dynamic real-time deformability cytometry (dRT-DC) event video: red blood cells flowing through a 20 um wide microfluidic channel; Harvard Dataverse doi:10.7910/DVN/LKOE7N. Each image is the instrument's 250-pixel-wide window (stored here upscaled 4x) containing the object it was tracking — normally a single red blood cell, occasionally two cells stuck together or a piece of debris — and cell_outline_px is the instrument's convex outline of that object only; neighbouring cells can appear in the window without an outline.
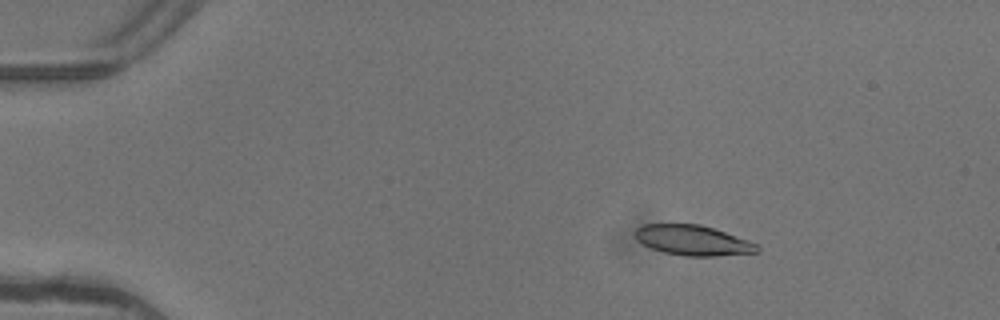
{"species": "common noctule bat (a hibernating species)", "species_latin": "Nyctalus noctula", "temperature_condition": "warm", "stored_images_in_passage": 4, "camera_frame_rate_fps": 3000, "um_per_image_px": 0.085, "animal": {"sex": "female"}, "frame": {"image": 1, "passage_image": 2, "time_ms": 0.333, "image_size_px": [1000, 320], "cell_outline_px": [[760, 252], [712, 256], [684, 256], [664, 252], [652, 248], [636, 240], [632, 232], [636, 228], [644, 224], [700, 224], [748, 240], [756, 244], [760, 248]], "centroid_in_image_um": [58.85, 20.42], "position_along_channel_um": 26.1, "area_um2": 21.39}}